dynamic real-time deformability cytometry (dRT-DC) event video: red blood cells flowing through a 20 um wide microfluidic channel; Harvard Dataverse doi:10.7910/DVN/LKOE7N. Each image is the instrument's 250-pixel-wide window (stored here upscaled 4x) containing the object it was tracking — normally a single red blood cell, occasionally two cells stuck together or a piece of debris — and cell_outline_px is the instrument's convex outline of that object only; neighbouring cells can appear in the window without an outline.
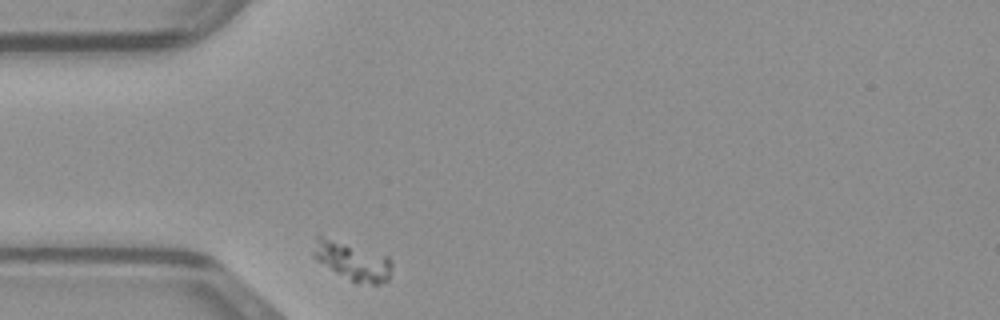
{"species": "common noctule bat (a hibernating species)", "species_latin": "Nyctalus noctula", "temperature_condition": "warm", "stored_images_in_passage": 29, "camera_frame_rate_fps": 3000, "um_per_image_px": 0.085, "animal": {"sex": "male", "body_mass_g": 23.1, "forearm_length_mm": 52.7}, "frame": {"image": 1, "passage_image": 1, "time_ms": 0.0, "image_size_px": [1000, 320], "cell_outline_px": [[392, 268], [388, 280], [380, 284], [356, 284], [316, 260], [312, 252], [316, 236], [320, 236], [388, 256], [392, 260]], "centroid_in_image_um": [29.99, 22.23], "position_along_channel_um": 55.0, "area_um2": 17.28}}
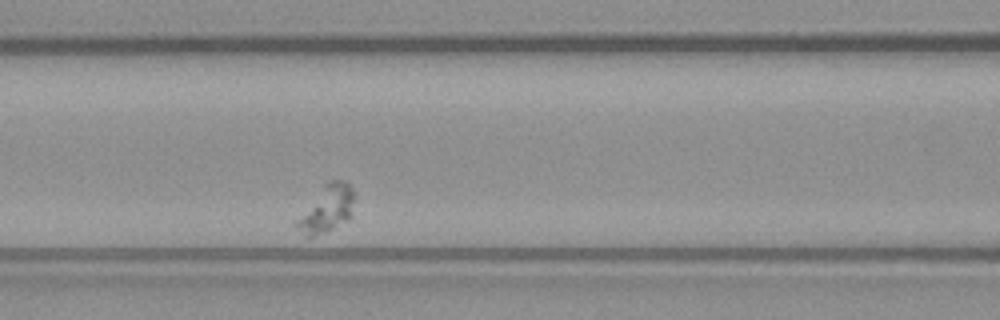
{"frame": {"image": 2, "passage_image": 9, "time_ms": 2.667, "image_size_px": [1000, 320], "cell_outline_px": [[352, 200], [348, 220], [332, 228], [312, 236], [308, 236], [292, 224], [324, 184], [328, 180], [344, 180], [352, 188]], "centroid_in_image_um": [27.73, 17.73], "position_along_channel_um": 138.9, "area_um2": 15.03}}
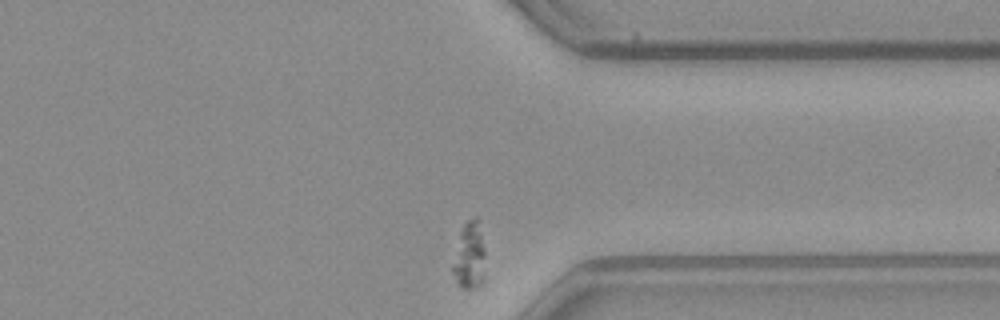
{"frame": {"image": 3, "passage_image": 29, "time_ms": 9.333, "image_size_px": [1000, 320], "cell_outline_px": [[484, 280], [480, 284], [472, 288], [460, 288], [456, 284], [452, 272], [452, 264], [460, 232], [464, 224], [468, 220], [476, 216], [484, 252]], "centroid_in_image_um": [39.87, 21.82], "position_along_channel_um": 371.5, "area_um2": 12.48}}